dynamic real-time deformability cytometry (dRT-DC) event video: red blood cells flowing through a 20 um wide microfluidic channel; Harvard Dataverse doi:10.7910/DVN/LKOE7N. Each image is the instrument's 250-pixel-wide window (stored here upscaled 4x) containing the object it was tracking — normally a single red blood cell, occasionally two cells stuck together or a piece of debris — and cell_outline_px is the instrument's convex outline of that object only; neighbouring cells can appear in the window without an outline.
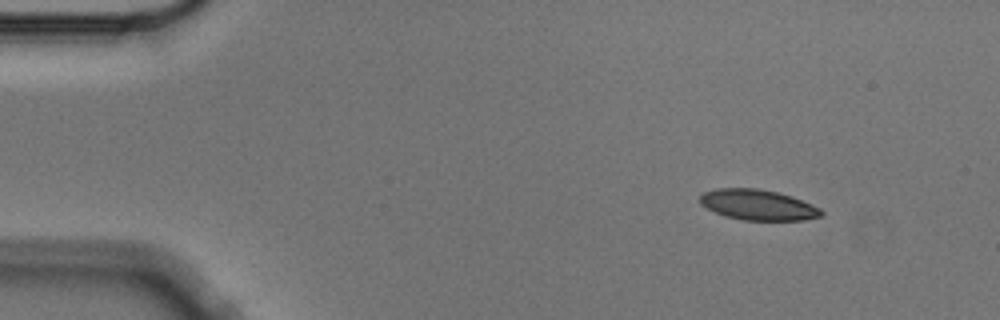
{"species": "Egyptian fruit bat (a non-hibernating species)", "species_latin": "Rousettus aegyptiacus", "temperature_condition": "cold", "stored_images_in_passage": 4, "camera_frame_rate_fps": 3000, "um_per_image_px": 0.085, "animal": {"sex": "male"}, "frame": {"image": 1, "passage_image": 1, "time_ms": 0.0, "image_size_px": [1000, 320], "cell_outline_px": [[824, 212], [820, 216], [804, 220], [744, 220], [724, 216], [700, 204], [700, 196], [704, 192], [716, 188], [756, 188], [776, 192], [792, 196], [820, 208]], "centroid_in_image_um": [64.42, 17.41], "position_along_channel_um": 20.6, "area_um2": 21.44}}
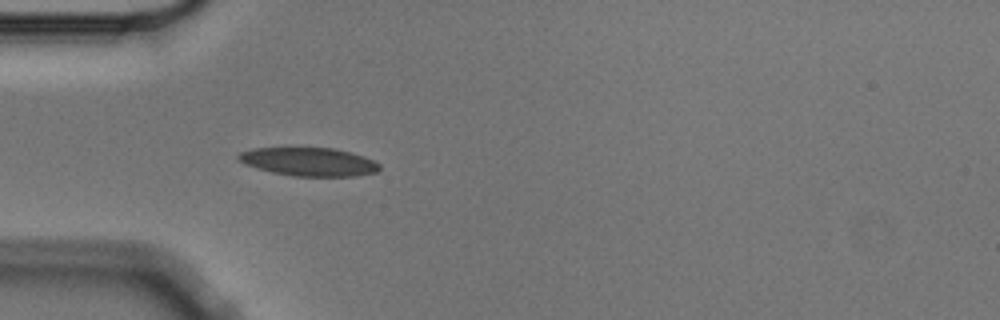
{"frame": {"image": 2, "passage_image": 4, "time_ms": 1.0, "image_size_px": [1000, 320], "cell_outline_px": [[380, 168], [376, 172], [356, 176], [292, 176], [272, 172], [256, 168], [244, 164], [236, 156], [240, 152], [252, 148], [336, 148], [364, 156], [380, 164]], "centroid_in_image_um": [26.25, 13.75], "position_along_channel_um": 58.8, "area_um2": 23.35}}